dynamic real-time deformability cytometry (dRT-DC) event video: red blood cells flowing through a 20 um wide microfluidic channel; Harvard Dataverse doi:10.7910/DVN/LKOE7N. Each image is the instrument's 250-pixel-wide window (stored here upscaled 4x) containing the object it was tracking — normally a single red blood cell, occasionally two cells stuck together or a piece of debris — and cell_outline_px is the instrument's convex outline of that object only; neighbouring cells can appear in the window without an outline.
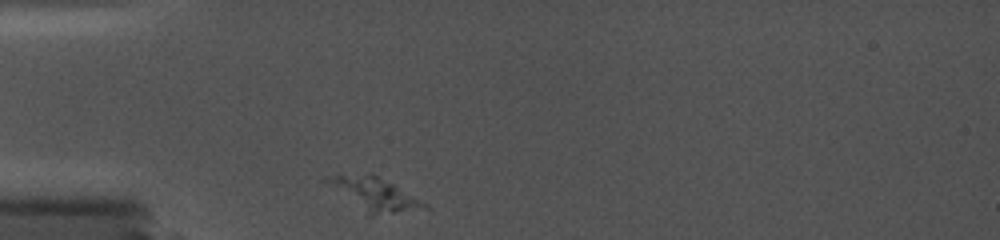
{"species": "common noctule bat (a hibernating species)", "species_latin": "Nyctalus noctula", "temperature_condition": "cold", "stored_images_in_passage": 42, "camera_frame_rate_fps": 5000, "um_per_image_px": 0.085, "animal": {"sex": "female", "body_mass_g": 19.0, "forearm_length_mm": 56.7}, "frame": {"image": 1, "passage_image": 1, "time_ms": 0.0, "image_size_px": [1000, 240], "cell_outline_px": [[432, 208], [372, 216], [368, 216], [320, 180], [324, 176], [372, 172], [396, 184], [428, 204]], "centroid_in_image_um": [31.79, 16.48], "position_along_channel_um": 53.2, "area_um2": 19.65}}
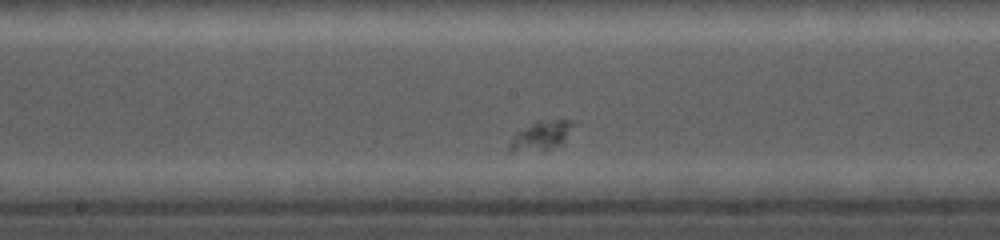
{"frame": {"image": 2, "passage_image": 15, "time_ms": 4.6, "image_size_px": [1000, 240], "cell_outline_px": [[572, 124], [560, 144], [544, 152], [512, 152], [508, 148], [508, 144], [516, 132], [536, 120], [572, 120]], "centroid_in_image_um": [45.88, 11.57], "position_along_channel_um": 202.3, "area_um2": 10.81}}
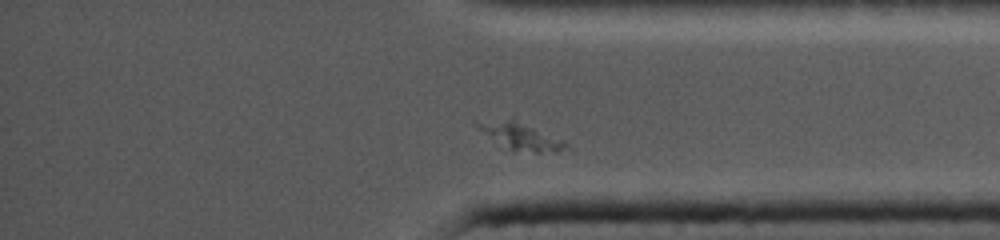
{"frame": {"image": 3, "passage_image": 36, "time_ms": 9.8, "image_size_px": [1000, 240], "cell_outline_px": [[568, 148], [556, 152], [512, 152], [476, 128], [476, 124], [512, 116], [564, 140], [568, 144]], "centroid_in_image_um": [44.31, 11.57], "position_along_channel_um": 390.9, "area_um2": 14.33}}